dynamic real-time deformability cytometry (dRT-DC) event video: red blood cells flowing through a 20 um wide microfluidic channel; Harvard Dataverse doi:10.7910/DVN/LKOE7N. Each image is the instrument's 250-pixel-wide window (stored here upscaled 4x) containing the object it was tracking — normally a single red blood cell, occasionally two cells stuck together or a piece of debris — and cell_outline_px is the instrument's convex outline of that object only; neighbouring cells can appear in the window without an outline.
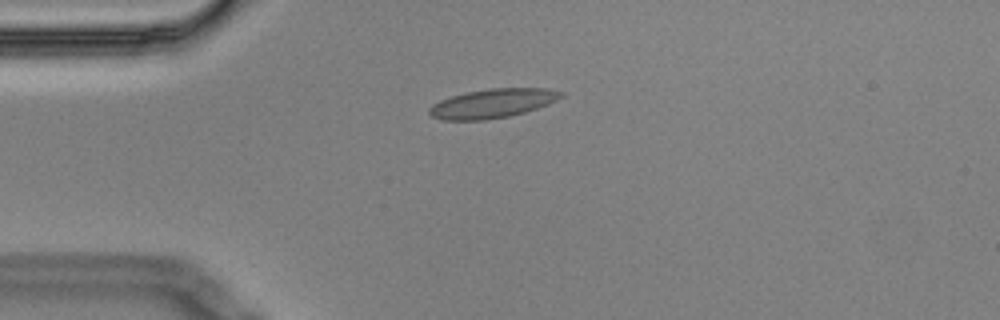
{"species": "Egyptian fruit bat (a non-hibernating species)", "species_latin": "Rousettus aegyptiacus", "temperature_condition": "cold", "stored_images_in_passage": 5, "camera_frame_rate_fps": 3000, "um_per_image_px": 0.085, "animal": {"sex": "male"}, "frame": {"image": 1, "passage_image": 1, "time_ms": 0.0, "image_size_px": [1000, 320], "cell_outline_px": [[564, 96], [548, 104], [524, 112], [508, 116], [484, 120], [444, 120], [432, 116], [428, 112], [428, 108], [432, 104], [440, 100], [452, 96], [468, 92], [492, 88], [548, 88], [564, 92]], "centroid_in_image_um": [41.87, 8.78], "position_along_channel_um": 43.1, "area_um2": 22.2}}
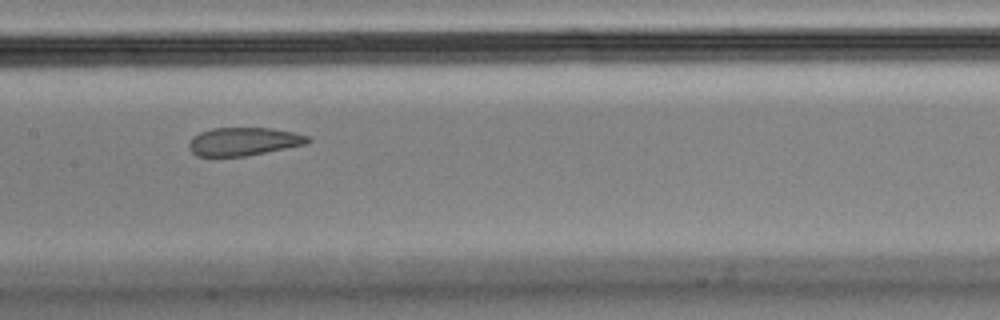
{"frame": {"image": 2, "passage_image": 5, "time_ms": 1.333, "image_size_px": [1000, 320], "cell_outline_px": [[312, 140], [308, 144], [244, 156], [196, 156], [192, 152], [188, 144], [192, 136], [200, 132], [212, 128], [272, 128], [292, 132], [308, 136]], "centroid_in_image_um": [20.71, 12.02], "position_along_channel_um": 186.7, "area_um2": 19.48}}